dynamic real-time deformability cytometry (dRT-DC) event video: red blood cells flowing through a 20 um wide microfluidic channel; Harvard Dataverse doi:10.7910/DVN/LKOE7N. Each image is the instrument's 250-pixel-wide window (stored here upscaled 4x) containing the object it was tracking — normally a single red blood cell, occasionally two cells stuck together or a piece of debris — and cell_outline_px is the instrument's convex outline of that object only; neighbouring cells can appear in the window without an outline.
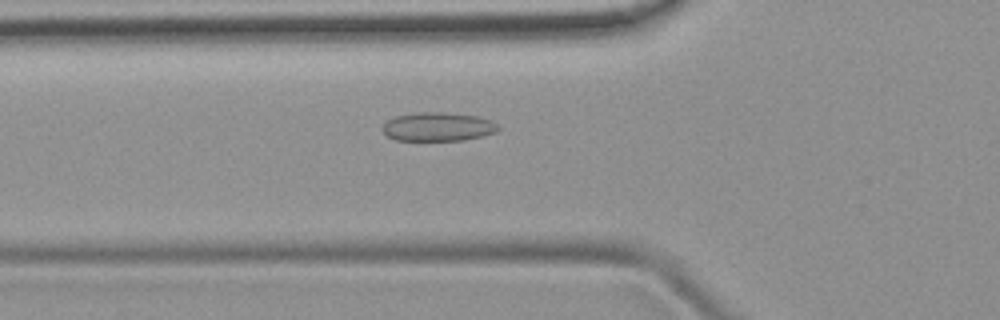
{"species": "common noctule bat (a hibernating species)", "species_latin": "Nyctalus noctula", "temperature_condition": "room temperature", "stored_images_in_passage": 49, "camera_frame_rate_fps": 3000, "um_per_image_px": 0.085, "animal": {"sex": "female", "body_mass_g": 19.9}, "frame": {"image": 1, "passage_image": 17, "time_ms": 5.333, "image_size_px": [1000, 320], "cell_outline_px": [[500, 128], [496, 132], [484, 136], [464, 140], [396, 140], [388, 136], [380, 128], [388, 120], [396, 116], [416, 112], [448, 112], [476, 116], [492, 120]], "centroid_in_image_um": [37.24, 10.77], "position_along_channel_um": 88.6, "area_um2": 19.48}}
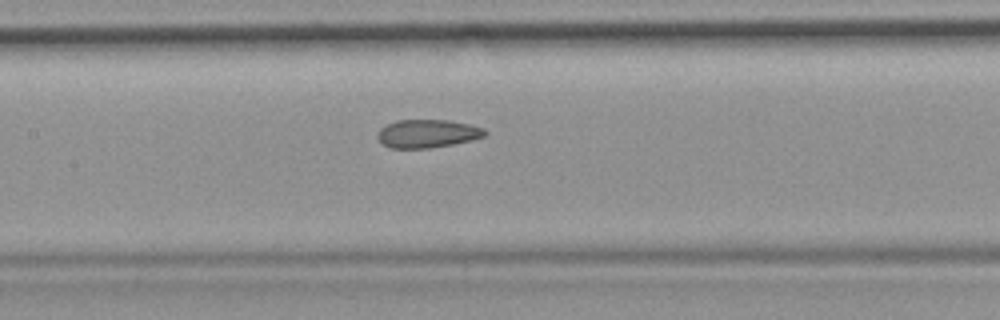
{"frame": {"image": 2, "passage_image": 23, "time_ms": 7.333, "image_size_px": [1000, 320], "cell_outline_px": [[488, 132], [484, 136], [472, 140], [452, 144], [428, 148], [392, 148], [384, 144], [376, 136], [380, 128], [396, 120], [448, 120], [468, 124], [484, 128]], "centroid_in_image_um": [36.34, 11.35], "position_along_channel_um": 171.1, "area_um2": 17.51}}
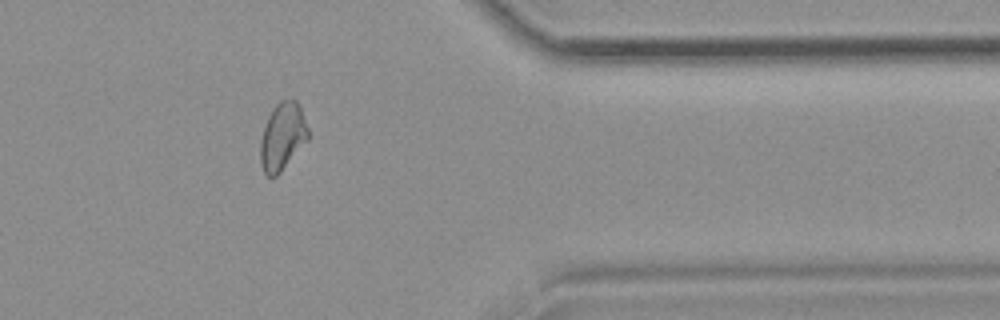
{"frame": {"image": 3, "passage_image": 40, "time_ms": 13.0, "image_size_px": [1000, 320], "cell_outline_px": [[308, 140], [280, 172], [276, 176], [268, 176], [264, 172], [260, 164], [260, 140], [268, 116], [272, 108], [280, 100], [296, 100], [300, 108], [308, 128]], "centroid_in_image_um": [23.99, 11.61], "position_along_channel_um": 387.4, "area_um2": 18.61}}